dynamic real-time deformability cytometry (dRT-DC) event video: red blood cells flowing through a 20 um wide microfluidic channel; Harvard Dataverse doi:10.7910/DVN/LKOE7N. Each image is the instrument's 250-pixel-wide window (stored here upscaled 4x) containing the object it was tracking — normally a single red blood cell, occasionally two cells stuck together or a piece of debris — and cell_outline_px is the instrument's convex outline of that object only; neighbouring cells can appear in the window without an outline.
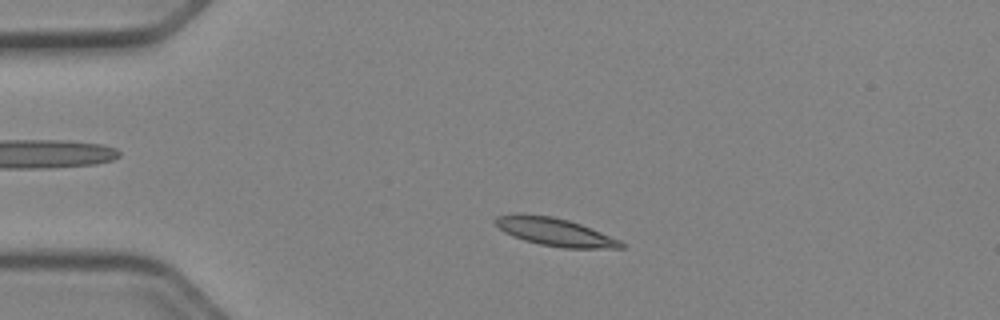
{"species": "Egyptian fruit bat (a non-hibernating species)", "species_latin": "Rousettus aegyptiacus", "temperature_condition": "cold", "stored_images_in_passage": 48, "camera_frame_rate_fps": 3000, "um_per_image_px": 0.085, "animal": {"sex": "female"}, "frame": {"image": 1, "passage_image": 8, "time_ms": 2.333, "image_size_px": [1000, 320], "cell_outline_px": [[624, 248], [564, 248], [540, 244], [524, 240], [512, 236], [504, 232], [492, 220], [496, 216], [512, 212], [520, 212], [552, 216], [568, 220], [580, 224], [620, 240], [624, 244]], "centroid_in_image_um": [47.08, 19.68], "position_along_channel_um": 37.9, "area_um2": 20.63}}
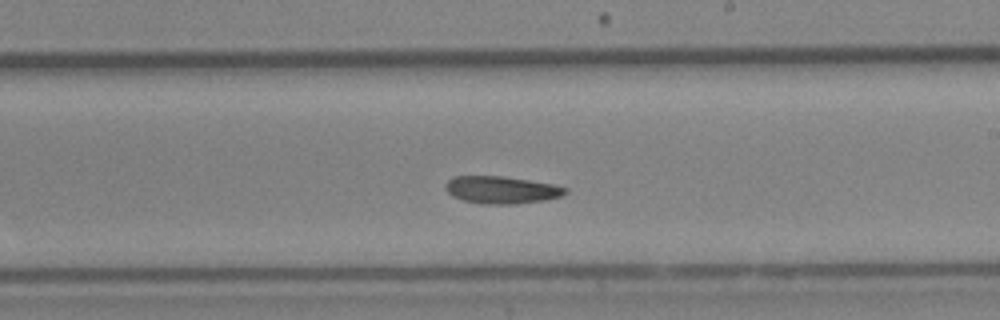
{"frame": {"image": 2, "passage_image": 27, "time_ms": 8.667, "image_size_px": [1000, 320], "cell_outline_px": [[568, 192], [560, 196], [544, 200], [516, 204], [480, 204], [464, 200], [452, 196], [444, 188], [444, 184], [452, 176], [504, 176], [556, 184], [568, 188]], "centroid_in_image_um": [42.62, 16.13], "position_along_channel_um": 246.4, "area_um2": 19.36}}
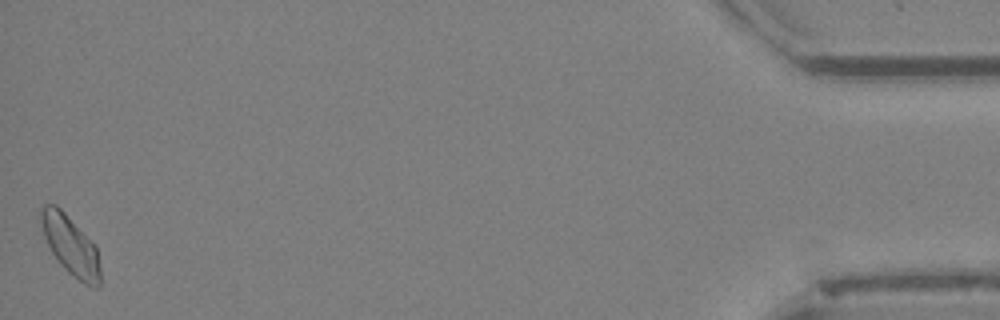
{"frame": {"image": 3, "passage_image": 48, "time_ms": 15.667, "image_size_px": [1000, 320], "cell_outline_px": [[100, 284], [96, 288], [92, 288], [84, 284], [72, 276], [60, 264], [52, 252], [44, 236], [40, 224], [40, 212], [44, 204], [56, 204], [96, 244], [100, 268]], "centroid_in_image_um": [6.01, 20.87], "position_along_channel_um": 429.2, "area_um2": 20.63}}